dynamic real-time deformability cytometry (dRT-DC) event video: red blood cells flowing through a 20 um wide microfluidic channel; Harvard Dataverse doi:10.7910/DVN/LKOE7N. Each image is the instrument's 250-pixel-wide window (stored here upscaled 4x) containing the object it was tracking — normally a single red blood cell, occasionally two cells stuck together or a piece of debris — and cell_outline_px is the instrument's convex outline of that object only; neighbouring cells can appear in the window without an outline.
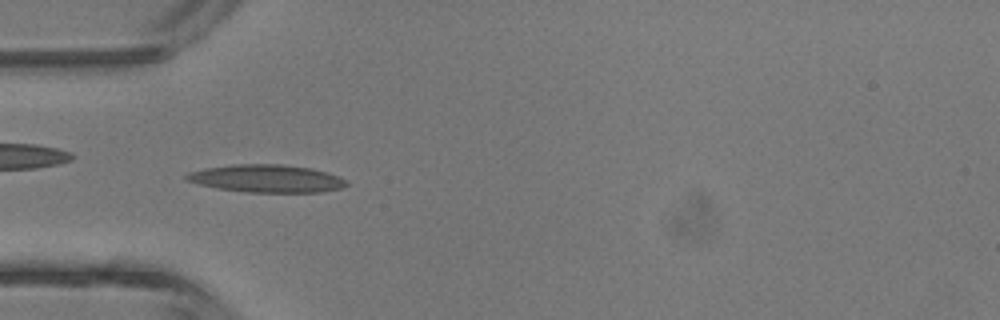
{"species": "common noctule bat (a hibernating species)", "species_latin": "Nyctalus noctula", "temperature_condition": "room temperature", "stored_images_in_passage": 6, "camera_frame_rate_fps": 3000, "um_per_image_px": 0.085, "animal": {"sex": "male", "body_mass_g": 13.3}, "frame": {"image": 1, "passage_image": 5, "time_ms": 4.333, "image_size_px": [1000, 320], "cell_outline_px": [[348, 184], [340, 188], [320, 192], [248, 192], [216, 188], [184, 180], [184, 176], [188, 172], [204, 168], [232, 164], [284, 164], [312, 168], [336, 176], [344, 180]], "centroid_in_image_um": [22.58, 15.17], "position_along_channel_um": 62.4, "area_um2": 25.72}}